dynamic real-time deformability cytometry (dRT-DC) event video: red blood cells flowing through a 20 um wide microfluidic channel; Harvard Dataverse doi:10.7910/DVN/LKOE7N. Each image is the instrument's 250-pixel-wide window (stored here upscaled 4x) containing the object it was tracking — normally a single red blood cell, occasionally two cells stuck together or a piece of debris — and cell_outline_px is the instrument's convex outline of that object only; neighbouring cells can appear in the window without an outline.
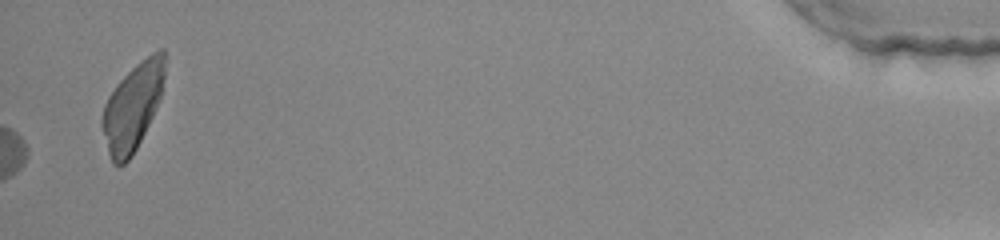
{"species": "common noctule bat (a hibernating species)", "species_latin": "Nyctalus noctula", "temperature_condition": "warm", "stored_images_in_passage": 53, "segment_of_instrument_passage": [2, 2], "camera_frame_rate_fps": 3000, "um_per_image_px": 0.085, "animal": {"sex": "female", "body_mass_g": 22.0, "forearm_length_mm": 56.7}, "frame": {"image": 1, "passage_image": 53, "time_ms": 17.333, "image_size_px": [1000, 240], "cell_outline_px": [[164, 76], [160, 96], [156, 108], [132, 156], [124, 164], [112, 164], [108, 152], [100, 124], [100, 120], [104, 104], [108, 96], [116, 84], [136, 64], [152, 52], [160, 48], [164, 48]], "centroid_in_image_um": [11.24, 9.08], "position_along_channel_um": 424.0, "area_um2": 31.33}}